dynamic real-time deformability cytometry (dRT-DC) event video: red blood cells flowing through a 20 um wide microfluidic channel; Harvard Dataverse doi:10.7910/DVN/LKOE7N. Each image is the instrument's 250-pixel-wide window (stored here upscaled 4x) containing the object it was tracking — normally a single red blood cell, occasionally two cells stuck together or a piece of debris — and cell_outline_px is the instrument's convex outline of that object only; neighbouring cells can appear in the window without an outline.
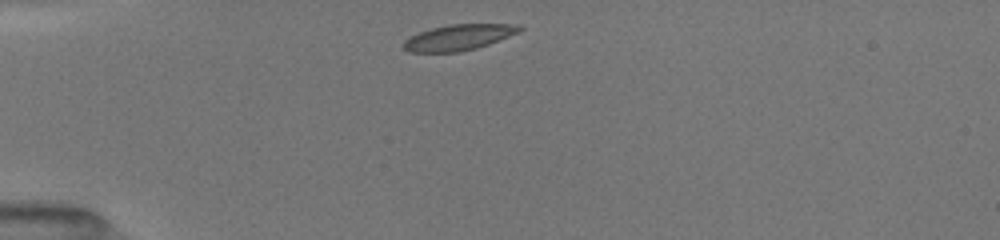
{"species": "common noctule bat (a hibernating species)", "species_latin": "Nyctalus noctula", "temperature_condition": "room temperature", "stored_images_in_passage": 7, "camera_frame_rate_fps": 3000, "um_per_image_px": 0.085, "animal": {"sex": "female", "body_mass_g": 19.5, "forearm_length_mm": 54.1}, "frame": {"image": 1, "passage_image": 1, "time_ms": 0.0, "image_size_px": [1000, 240], "cell_outline_px": [[524, 28], [520, 32], [488, 44], [476, 48], [460, 52], [408, 52], [404, 48], [404, 40], [420, 32], [432, 28], [448, 24], [520, 24]], "centroid_in_image_um": [39.02, 3.17], "position_along_channel_um": 46.0, "area_um2": 17.4}}
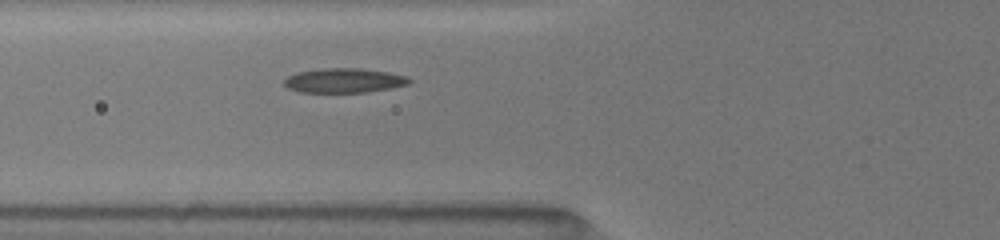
{"frame": {"image": 2, "passage_image": 7, "time_ms": 2.0, "image_size_px": [1000, 240], "cell_outline_px": [[412, 80], [408, 84], [392, 88], [368, 92], [300, 92], [288, 88], [284, 84], [284, 80], [288, 76], [296, 72], [320, 68], [360, 68], [388, 72], [408, 76]], "centroid_in_image_um": [29.26, 6.84], "position_along_channel_um": 96.5, "area_um2": 17.98}}